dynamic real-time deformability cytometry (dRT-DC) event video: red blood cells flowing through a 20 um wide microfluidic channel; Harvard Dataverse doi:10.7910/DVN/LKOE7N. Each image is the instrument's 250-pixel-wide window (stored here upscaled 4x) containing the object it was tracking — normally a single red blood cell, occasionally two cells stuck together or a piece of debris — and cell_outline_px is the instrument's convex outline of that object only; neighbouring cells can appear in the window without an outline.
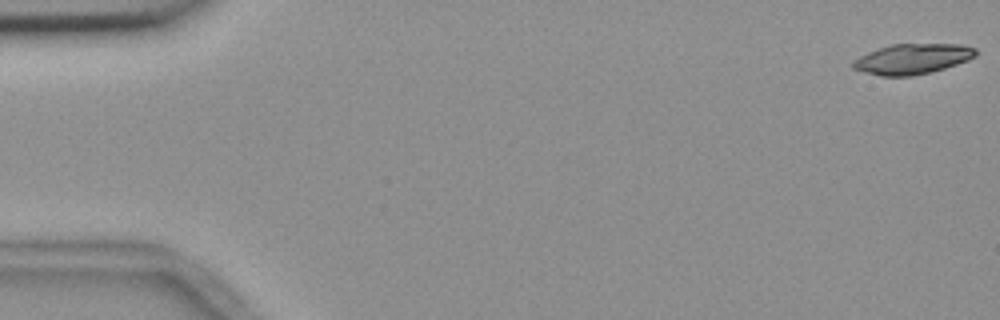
{"species": "common noctule bat (a hibernating species)", "species_latin": "Nyctalus noctula", "temperature_condition": "room temperature", "stored_images_in_passage": 56, "camera_frame_rate_fps": 3000, "um_per_image_px": 0.085, "animal": {"sex": "female", "body_mass_g": 18.4}, "frame": {"image": 1, "passage_image": 1, "time_ms": 0.0, "image_size_px": [1000, 320], "cell_outline_px": [[976, 56], [968, 60], [932, 72], [912, 76], [880, 76], [852, 68], [852, 60], [868, 52], [892, 44], [960, 44], [976, 48]], "centroid_in_image_um": [77.55, 5.01], "position_along_channel_um": 7.4, "area_um2": 21.62}}
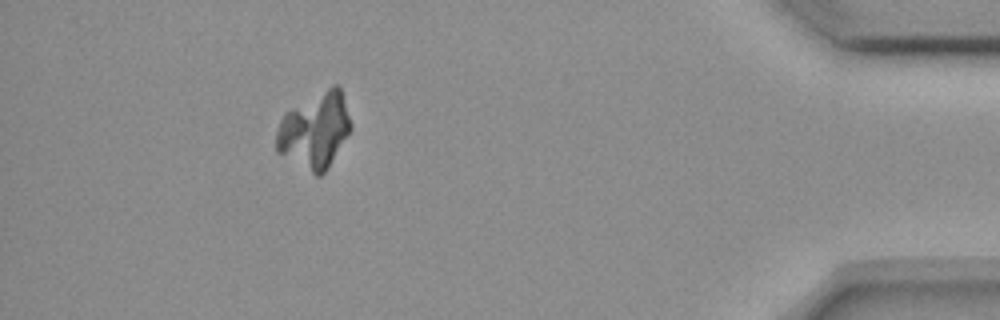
{"frame": {"image": 2, "passage_image": 50, "time_ms": 16.333, "image_size_px": [1000, 320], "cell_outline_px": [[352, 128], [328, 168], [320, 176], [316, 176], [276, 152], [276, 128], [284, 112], [332, 84], [340, 84], [352, 124]], "centroid_in_image_um": [26.75, 11.07], "position_along_channel_um": 408.5, "area_um2": 33.29}}